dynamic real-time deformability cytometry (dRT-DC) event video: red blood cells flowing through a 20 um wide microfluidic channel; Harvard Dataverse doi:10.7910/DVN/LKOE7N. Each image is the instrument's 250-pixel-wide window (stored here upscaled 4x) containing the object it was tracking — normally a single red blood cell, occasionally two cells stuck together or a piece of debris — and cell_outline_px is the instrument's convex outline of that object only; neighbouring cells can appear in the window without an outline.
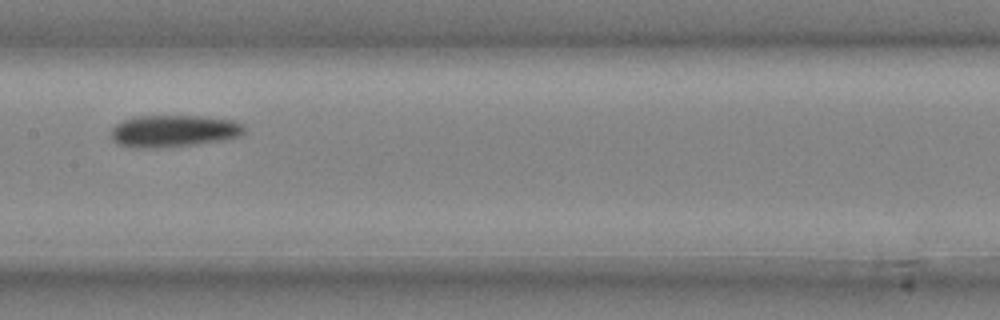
{"species": "common noctule bat (a hibernating species)", "species_latin": "Nyctalus noctula", "temperature_condition": "cold", "stored_images_in_passage": 7, "camera_frame_rate_fps": 3000, "um_per_image_px": 0.085, "animal": {"sex": "male", "body_mass_g": 20.4}, "frame": {"image": 1, "passage_image": 6, "time_ms": 1.667, "image_size_px": [1000, 320], "cell_outline_px": [[244, 132], [240, 136], [228, 140], [160, 148], [136, 148], [120, 144], [112, 140], [112, 128], [116, 124], [124, 120], [136, 116], [200, 116], [236, 120], [244, 124]], "centroid_in_image_um": [14.81, 11.14], "position_along_channel_um": 192.6, "area_um2": 25.03}}
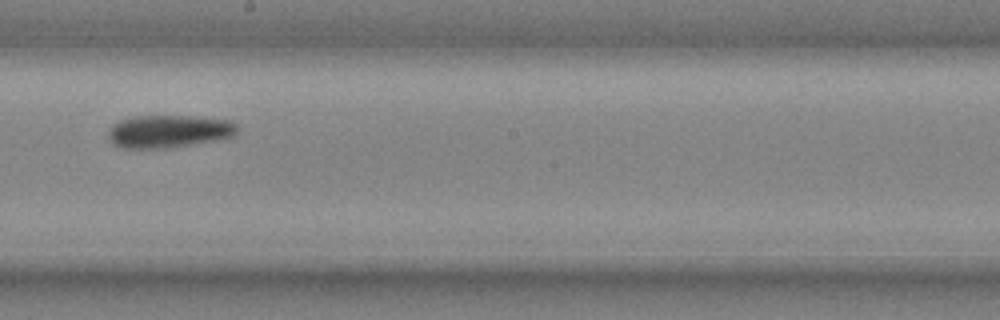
{"frame": {"image": 2, "passage_image": 7, "time_ms": 2.0, "image_size_px": [1000, 320], "cell_outline_px": [[236, 132], [232, 136], [216, 140], [164, 148], [120, 148], [108, 136], [108, 132], [120, 120], [132, 116], [192, 116], [228, 120], [236, 124]], "centroid_in_image_um": [14.34, 11.15], "position_along_channel_um": 233.9, "area_um2": 24.1}}